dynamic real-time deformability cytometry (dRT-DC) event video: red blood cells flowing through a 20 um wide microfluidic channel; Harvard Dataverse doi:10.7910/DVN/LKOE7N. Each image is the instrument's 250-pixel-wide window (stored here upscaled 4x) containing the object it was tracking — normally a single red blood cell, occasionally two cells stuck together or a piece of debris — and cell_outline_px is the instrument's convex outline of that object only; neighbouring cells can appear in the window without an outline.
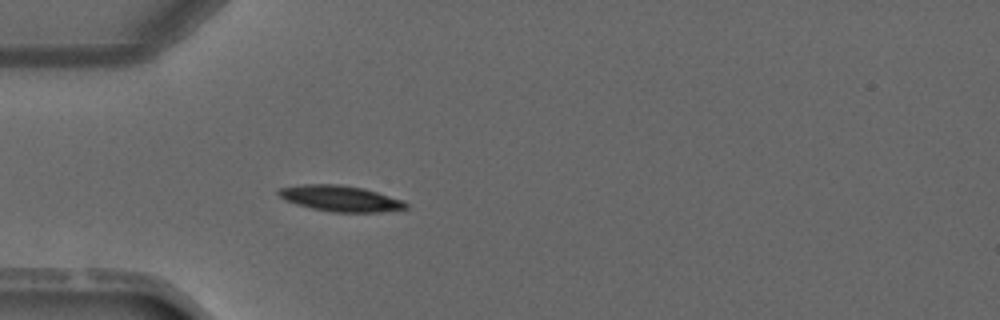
{"species": "common noctule bat (a hibernating species)", "species_latin": "Nyctalus noctula", "temperature_condition": "warm", "stored_images_in_passage": 3, "camera_frame_rate_fps": 3000, "um_per_image_px": 0.085, "animal": {"sex": "male", "forearm_length_mm": 52.5}, "frame": {"image": 1, "passage_image": 3, "time_ms": 2.667, "image_size_px": [1000, 320], "cell_outline_px": [[408, 208], [380, 212], [332, 212], [312, 208], [296, 204], [280, 196], [276, 192], [280, 188], [304, 184], [340, 184], [364, 188], [404, 200], [408, 204]], "centroid_in_image_um": [28.98, 16.86], "position_along_channel_um": 56.0, "area_um2": 19.13}}